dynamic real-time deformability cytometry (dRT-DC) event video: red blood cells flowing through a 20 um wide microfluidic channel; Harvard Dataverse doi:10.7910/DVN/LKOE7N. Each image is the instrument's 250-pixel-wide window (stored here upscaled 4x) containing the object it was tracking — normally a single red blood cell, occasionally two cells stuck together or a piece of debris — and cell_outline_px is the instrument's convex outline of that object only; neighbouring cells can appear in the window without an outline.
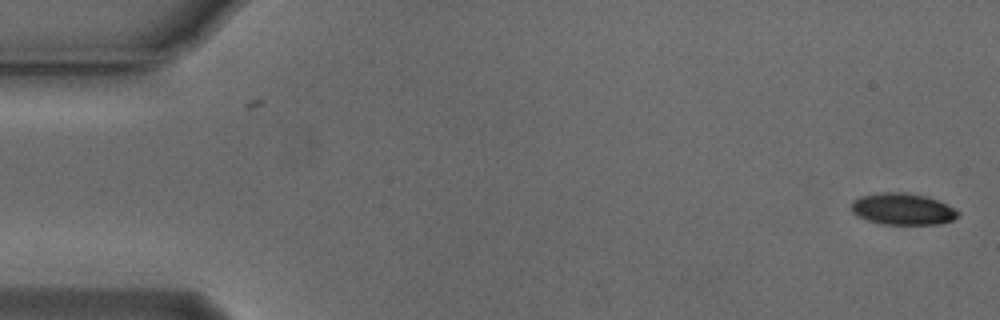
{"species": "Egyptian fruit bat (a non-hibernating species)", "species_latin": "Rousettus aegyptiacus", "temperature_condition": "cold", "stored_images_in_passage": 49, "camera_frame_rate_fps": 3000, "um_per_image_px": 0.085, "animal": {"sex": "male"}, "frame": {"image": 1, "passage_image": 1, "time_ms": 0.0, "image_size_px": [1000, 320], "cell_outline_px": [[960, 212], [952, 220], [936, 224], [880, 224], [868, 220], [852, 212], [852, 200], [860, 196], [884, 192], [908, 192], [924, 196], [936, 200]], "centroid_in_image_um": [76.68, 17.76], "position_along_channel_um": 8.3, "area_um2": 19.31}}
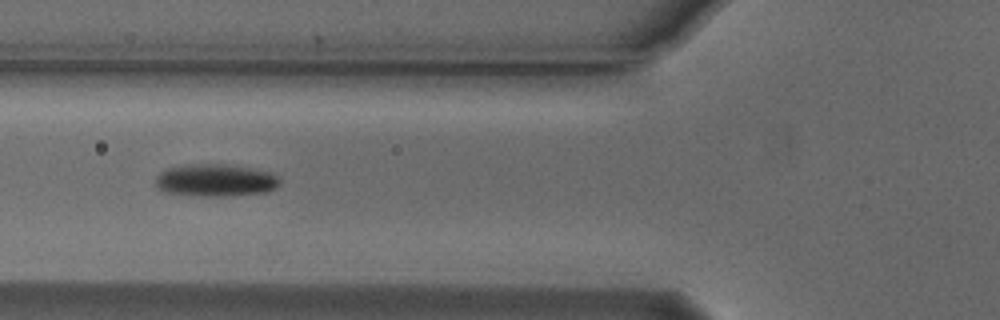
{"frame": {"image": 2, "passage_image": 20, "time_ms": 6.333, "image_size_px": [1000, 320], "cell_outline_px": [[280, 184], [276, 188], [268, 192], [232, 196], [200, 196], [168, 192], [160, 188], [156, 184], [156, 176], [160, 172], [168, 168], [192, 164], [228, 164], [272, 172], [280, 180]], "centroid_in_image_um": [18.38, 15.32], "position_along_channel_um": 107.4, "area_um2": 23.47}}
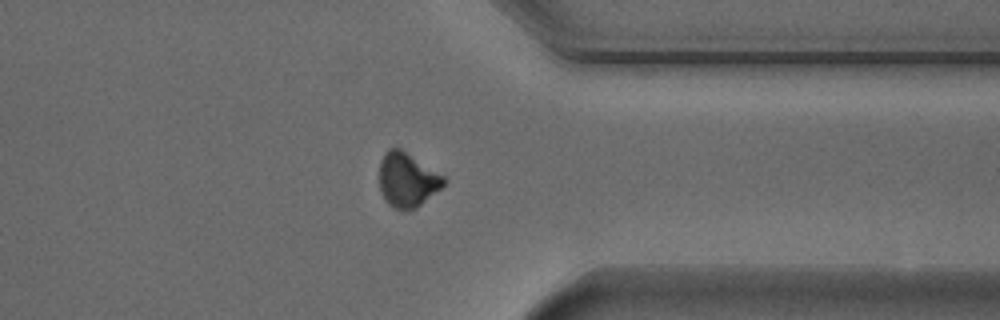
{"frame": {"image": 3, "passage_image": 42, "time_ms": 13.667, "image_size_px": [1000, 320], "cell_outline_px": [[444, 184], [440, 188], [416, 208], [396, 208], [388, 204], [380, 188], [380, 160], [384, 152], [388, 148], [400, 148], [444, 176]], "centroid_in_image_um": [34.59, 15.25], "position_along_channel_um": 376.8, "area_um2": 19.83}, "authors_computed_cell_mechanics": {"area_um2": 21.2126, "velocity_mm_per_s": 3.759, "shape_relaxation_time_tau1_ms": 2.0432, "shape_relaxation_time_tau2_ms": null, "deformation_change_tau1": 0.1006, "deformation_change_tau2": null}}